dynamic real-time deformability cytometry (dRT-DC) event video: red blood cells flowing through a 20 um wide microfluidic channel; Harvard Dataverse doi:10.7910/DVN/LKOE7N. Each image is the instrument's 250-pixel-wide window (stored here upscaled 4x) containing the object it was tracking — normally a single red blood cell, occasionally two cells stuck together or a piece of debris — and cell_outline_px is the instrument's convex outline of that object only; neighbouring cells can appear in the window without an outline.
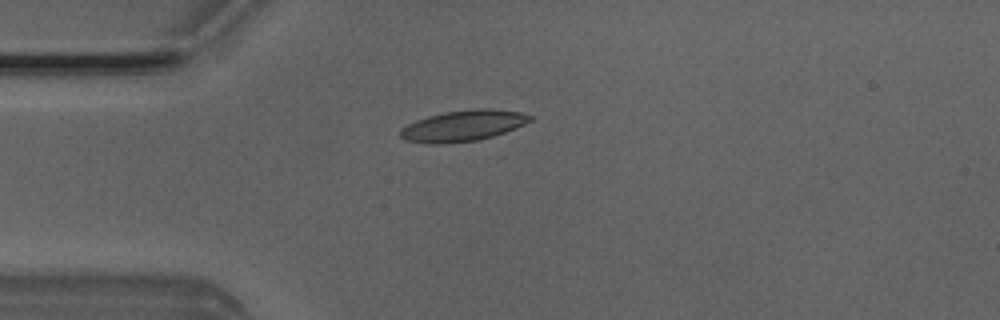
{"species": "Egyptian fruit bat (a non-hibernating species)", "species_latin": "Rousettus aegyptiacus", "temperature_condition": "room temperature", "stored_images_in_passage": 4, "camera_frame_rate_fps": 3000, "um_per_image_px": 0.085, "animal": {"sex": "male"}, "frame": {"image": 1, "passage_image": 4, "time_ms": 1.0, "image_size_px": [1000, 320], "cell_outline_px": [[532, 120], [524, 124], [504, 132], [492, 136], [476, 140], [444, 144], [432, 144], [404, 140], [400, 136], [400, 128], [416, 120], [428, 116], [444, 112], [472, 108], [492, 108], [520, 112], [532, 116]], "centroid_in_image_um": [39.33, 10.68], "position_along_channel_um": 45.7, "area_um2": 23.41}}